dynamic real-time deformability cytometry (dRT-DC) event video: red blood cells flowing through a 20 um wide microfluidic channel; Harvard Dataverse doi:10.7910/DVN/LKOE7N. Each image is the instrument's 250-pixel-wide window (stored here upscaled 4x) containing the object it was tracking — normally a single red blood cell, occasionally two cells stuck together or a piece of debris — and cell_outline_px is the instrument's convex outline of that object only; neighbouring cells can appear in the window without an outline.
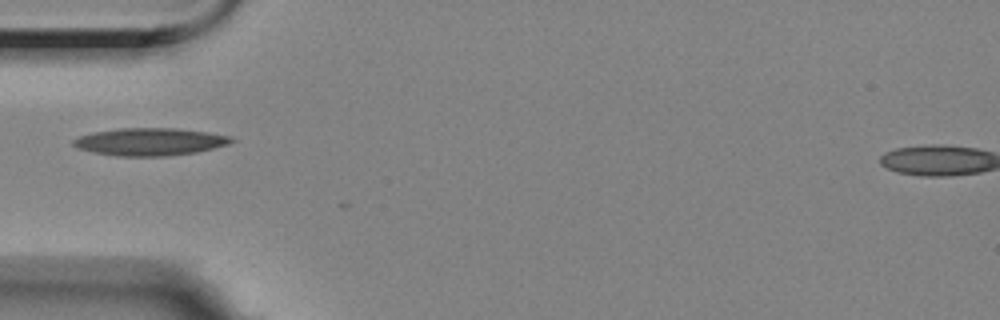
{"species": "Egyptian fruit bat (a non-hibernating species)", "species_latin": "Rousettus aegyptiacus", "temperature_condition": "room temperature", "stored_images_in_passage": 9, "camera_frame_rate_fps": 3000, "um_per_image_px": 0.085, "animal": {"sex": "female"}, "frame": {"image": 1, "passage_image": 1, "time_ms": 0.0, "image_size_px": [1000, 320], "cell_outline_px": [[236, 140], [228, 144], [196, 152], [164, 156], [116, 156], [92, 152], [80, 148], [72, 144], [72, 140], [80, 136], [92, 132], [120, 128], [176, 128], [208, 132], [232, 136]], "centroid_in_image_um": [12.75, 12.04], "position_along_channel_um": 72.2, "area_um2": 25.32}}
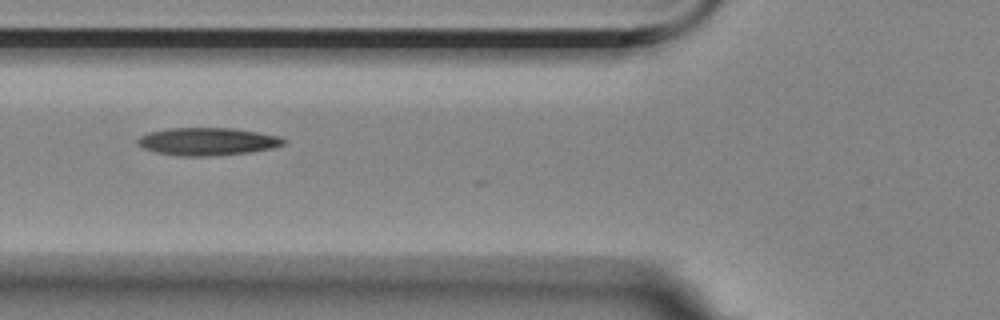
{"frame": {"image": 2, "passage_image": 4, "time_ms": 1.0, "image_size_px": [1000, 320], "cell_outline_px": [[288, 140], [284, 144], [272, 148], [252, 152], [212, 156], [180, 156], [156, 152], [144, 148], [136, 144], [136, 140], [140, 136], [148, 132], [168, 128], [232, 128], [280, 136]], "centroid_in_image_um": [17.63, 12.03], "position_along_channel_um": 108.2, "area_um2": 23.7}}
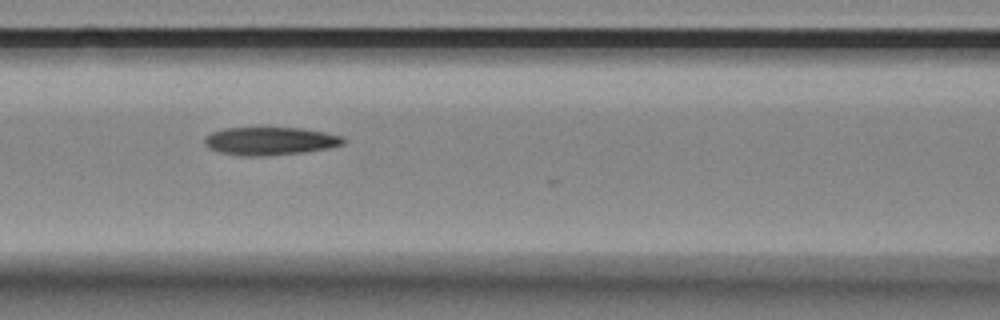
{"frame": {"image": 3, "passage_image": 7, "time_ms": 2.0, "image_size_px": [1000, 320], "cell_outline_px": [[348, 140], [344, 144], [328, 148], [304, 152], [264, 156], [240, 156], [220, 152], [208, 148], [204, 144], [204, 136], [212, 132], [224, 128], [300, 128], [324, 132], [344, 136]], "centroid_in_image_um": [22.96, 11.99], "position_along_channel_um": 143.6, "area_um2": 22.83}}